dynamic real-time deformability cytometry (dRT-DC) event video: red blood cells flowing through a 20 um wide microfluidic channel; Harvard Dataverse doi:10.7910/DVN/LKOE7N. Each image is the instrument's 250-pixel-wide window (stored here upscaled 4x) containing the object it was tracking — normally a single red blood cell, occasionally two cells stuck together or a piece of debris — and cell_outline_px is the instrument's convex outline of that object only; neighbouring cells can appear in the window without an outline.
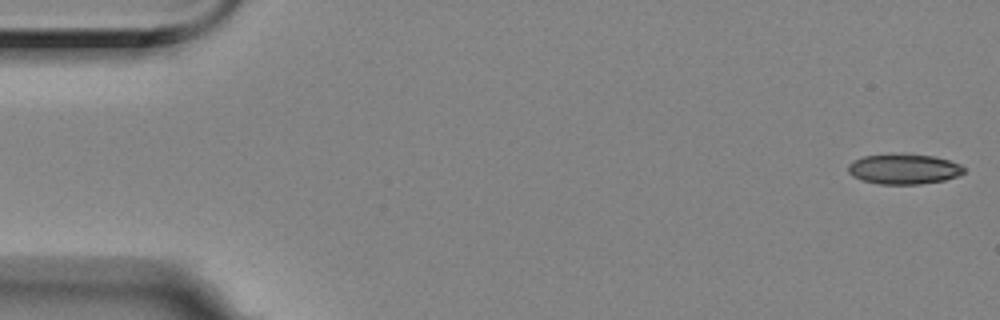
{"species": "Egyptian fruit bat (a non-hibernating species)", "species_latin": "Rousettus aegyptiacus", "temperature_condition": "room temperature", "stored_images_in_passage": 56, "camera_frame_rate_fps": 3000, "um_per_image_px": 0.085, "animal": {"sex": "female"}, "frame": {"image": 1, "passage_image": 1, "time_ms": 0.0, "image_size_px": [1000, 320], "cell_outline_px": [[964, 172], [956, 176], [944, 180], [920, 184], [880, 184], [860, 180], [852, 176], [848, 172], [848, 164], [852, 160], [864, 156], [892, 152], [936, 156], [960, 164], [964, 168]], "centroid_in_image_um": [76.77, 14.34], "position_along_channel_um": 8.2, "area_um2": 20.81}}
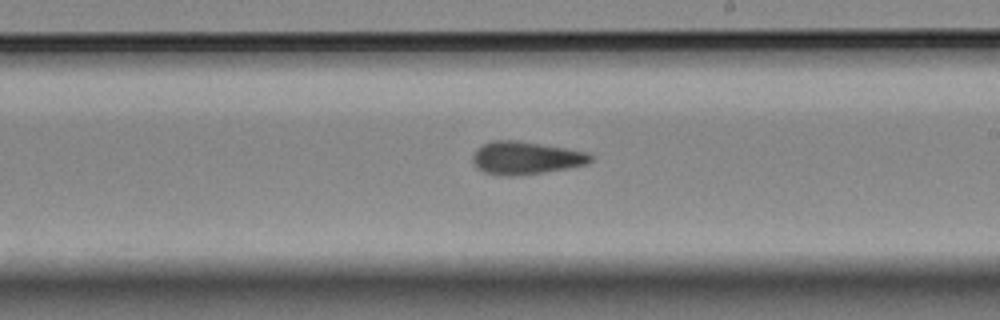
{"frame": {"image": 2, "passage_image": 32, "time_ms": 10.333, "image_size_px": [1000, 320], "cell_outline_px": [[592, 160], [588, 164], [568, 168], [544, 172], [516, 176], [500, 176], [484, 172], [476, 168], [472, 160], [472, 156], [476, 148], [492, 140], [516, 140], [588, 152], [592, 156]], "centroid_in_image_um": [44.66, 13.43], "position_along_channel_um": 244.3, "area_um2": 22.66}}
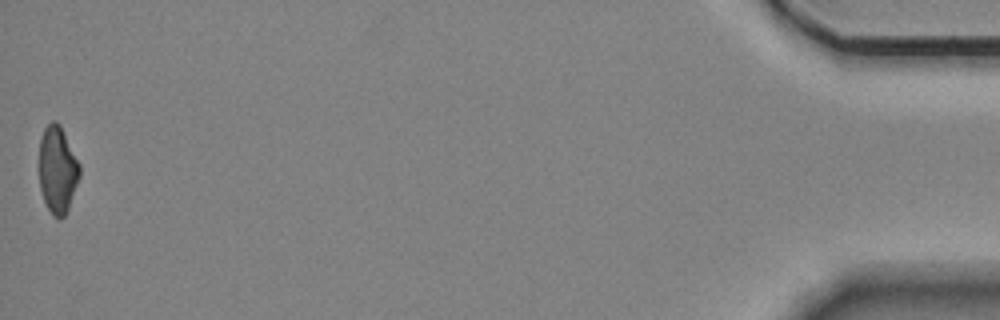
{"frame": {"image": 3, "passage_image": 56, "time_ms": 18.333, "image_size_px": [1000, 320], "cell_outline_px": [[80, 176], [68, 208], [64, 216], [60, 220], [52, 216], [44, 200], [40, 188], [40, 136], [44, 128], [52, 120], [56, 120], [60, 124], [80, 164]], "centroid_in_image_um": [4.89, 14.41], "position_along_channel_um": 430.3, "area_um2": 20.52}, "authors_computed_cell_mechanics": {"area_um2": 21.8195, "velocity_mm_per_s": 3.5207, "shape_relaxation_time_tau1_ms": 6.5897, "shape_relaxation_time_tau2_ms": 3.4572, "deformation_change_tau1": 0.1898, "deformation_change_tau2": 0.1249}}